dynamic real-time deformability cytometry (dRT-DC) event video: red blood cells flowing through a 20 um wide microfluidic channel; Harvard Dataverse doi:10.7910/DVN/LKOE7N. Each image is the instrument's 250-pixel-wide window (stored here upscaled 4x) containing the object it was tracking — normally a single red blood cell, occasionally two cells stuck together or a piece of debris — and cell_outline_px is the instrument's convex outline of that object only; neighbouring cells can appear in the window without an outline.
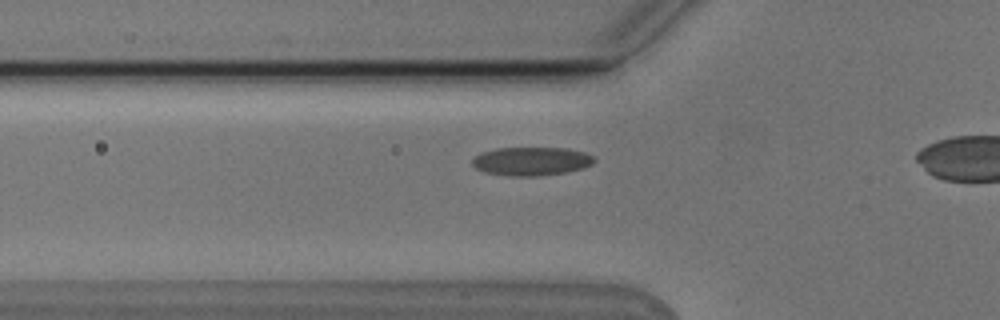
{"species": "Egyptian fruit bat (a non-hibernating species)", "species_latin": "Rousettus aegyptiacus", "temperature_condition": "cold", "stored_images_in_passage": 35, "camera_frame_rate_fps": 3000, "um_per_image_px": 0.085, "animal": {"sex": "male"}, "frame": {"image": 1, "passage_image": 13, "time_ms": 4.0, "image_size_px": [1000, 320], "cell_outline_px": [[596, 160], [592, 164], [584, 168], [564, 172], [536, 176], [508, 176], [484, 172], [476, 168], [472, 164], [472, 160], [480, 152], [496, 148], [568, 148], [584, 152], [592, 156]], "centroid_in_image_um": [45.15, 13.7], "position_along_channel_um": 80.6, "area_um2": 20.29}}
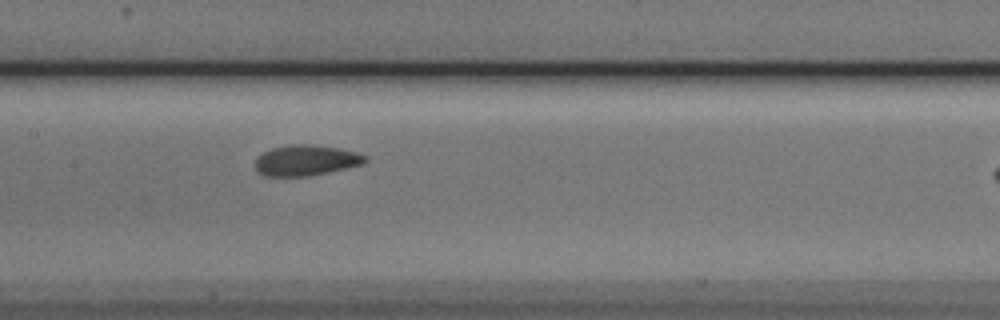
{"frame": {"image": 2, "passage_image": 21, "time_ms": 6.667, "image_size_px": [1000, 320], "cell_outline_px": [[368, 160], [364, 164], [308, 176], [264, 176], [256, 168], [256, 156], [272, 148], [292, 144], [312, 144], [340, 148], [356, 152], [368, 156]], "centroid_in_image_um": [26.04, 13.62], "position_along_channel_um": 181.4, "area_um2": 19.65}}
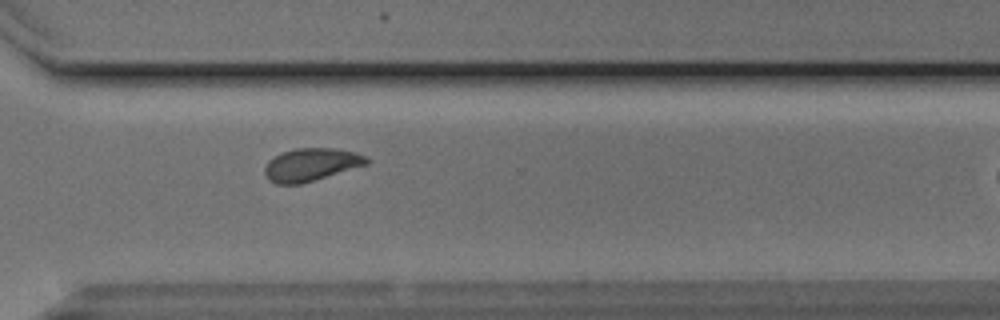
{"frame": {"image": 3, "passage_image": 34, "time_ms": 11.0, "image_size_px": [1000, 320], "cell_outline_px": [[368, 164], [300, 184], [276, 184], [268, 180], [264, 172], [264, 168], [268, 160], [284, 152], [296, 148], [332, 148], [356, 152], [364, 156], [368, 160]], "centroid_in_image_um": [26.41, 14.0], "position_along_channel_um": 344.2, "area_um2": 19.25}}